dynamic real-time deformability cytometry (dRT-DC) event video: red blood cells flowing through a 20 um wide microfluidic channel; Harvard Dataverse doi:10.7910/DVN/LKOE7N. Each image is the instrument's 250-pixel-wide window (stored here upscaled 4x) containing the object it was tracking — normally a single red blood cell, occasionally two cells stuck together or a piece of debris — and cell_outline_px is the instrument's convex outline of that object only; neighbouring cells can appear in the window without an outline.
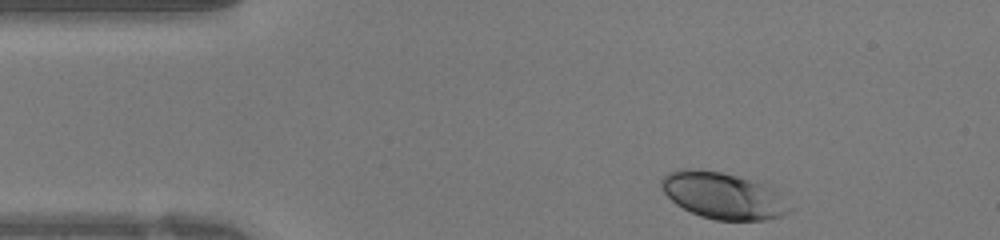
{"species": "human", "species_latin": "Homo sapiens", "temperature_condition": "warm", "stored_images_in_passage": 37, "camera_frame_rate_fps": 3000, "um_per_image_px": 0.085, "donor": {"sex": "female"}, "frame": {"image": 1, "passage_image": 1, "time_ms": 0.0, "image_size_px": [1000, 240], "cell_outline_px": [[796, 208], [780, 216], [764, 220], [716, 220], [700, 216], [676, 204], [660, 188], [660, 180], [668, 172], [680, 168], [696, 168], [720, 172], [764, 180]], "centroid_in_image_um": [61.52, 16.6], "position_along_channel_um": 23.5, "area_um2": 35.66}}
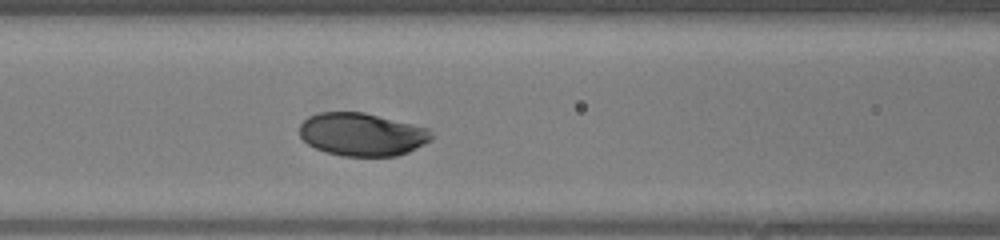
{"frame": {"image": 2, "passage_image": 12, "time_ms": 3.667, "image_size_px": [1000, 240], "cell_outline_px": [[432, 140], [408, 152], [396, 156], [340, 156], [324, 152], [308, 144], [300, 136], [300, 124], [308, 116], [320, 112], [364, 112], [428, 128], [432, 132]], "centroid_in_image_um": [30.76, 11.43], "position_along_channel_um": 135.8, "area_um2": 33.12}}
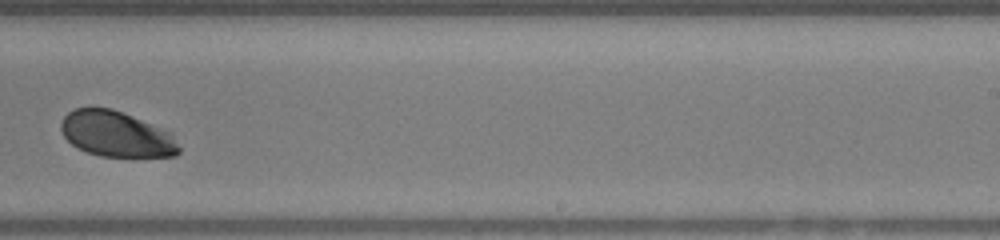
{"frame": {"image": 3, "passage_image": 21, "time_ms": 6.667, "image_size_px": [1000, 240], "cell_outline_px": [[180, 152], [176, 156], [100, 156], [76, 148], [64, 136], [60, 128], [60, 124], [64, 116], [68, 112], [76, 108], [112, 108], [172, 132], [180, 148]], "centroid_in_image_um": [9.9, 11.4], "position_along_channel_um": 279.1, "area_um2": 31.27}}